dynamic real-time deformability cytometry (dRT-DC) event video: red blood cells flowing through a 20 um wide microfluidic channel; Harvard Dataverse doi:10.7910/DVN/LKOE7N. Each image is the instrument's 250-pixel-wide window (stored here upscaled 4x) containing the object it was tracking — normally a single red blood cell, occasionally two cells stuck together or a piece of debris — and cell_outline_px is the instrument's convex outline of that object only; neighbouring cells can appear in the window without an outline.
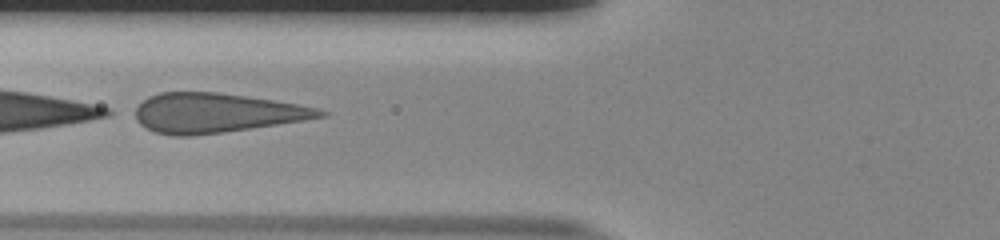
{"species": "human", "species_latin": "Homo sapiens", "temperature_condition": "room temperature", "stored_images_in_passage": 36, "camera_frame_rate_fps": 3000, "um_per_image_px": 0.085, "donor": {"sex": "male"}, "frame": {"image": 1, "passage_image": 6, "time_ms": 1.667, "image_size_px": [1000, 240], "cell_outline_px": [[328, 112], [324, 116], [304, 120], [224, 132], [192, 136], [172, 136], [156, 132], [140, 124], [136, 116], [136, 108], [148, 96], [160, 92], [216, 92], [272, 100], [296, 104], [316, 108]], "centroid_in_image_um": [18.34, 9.6], "position_along_channel_um": 107.5, "area_um2": 41.96}, "authors_computed_cell_mechanics": {"area_um2": 42.8009, "velocity_mm_per_s": 3.8563, "shape_relaxation_time_tau1_ms": 1.7723, "shape_relaxation_time_tau2_ms": null, "deformation_change_tau1": 0.2882, "deformation_change_tau2": null}}